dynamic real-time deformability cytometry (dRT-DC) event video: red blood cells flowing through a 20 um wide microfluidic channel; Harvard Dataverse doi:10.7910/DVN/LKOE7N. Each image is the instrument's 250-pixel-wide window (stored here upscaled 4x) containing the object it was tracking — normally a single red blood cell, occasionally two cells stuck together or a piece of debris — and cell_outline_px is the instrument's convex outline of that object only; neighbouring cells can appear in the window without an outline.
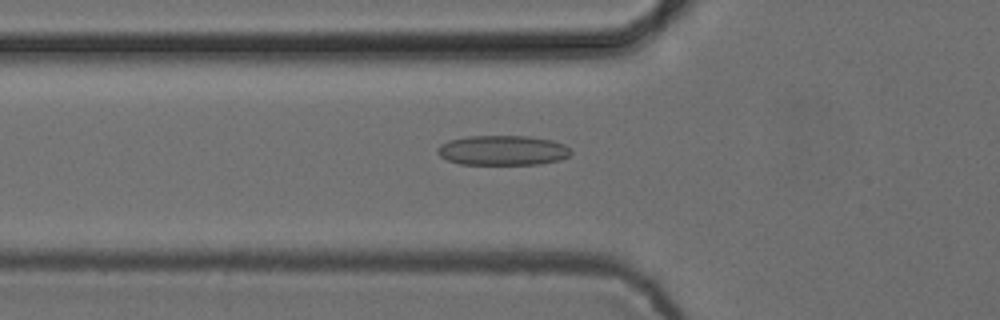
{"species": "common noctule bat (a hibernating species)", "species_latin": "Nyctalus noctula", "temperature_condition": "cold", "stored_images_in_passage": 40, "camera_frame_rate_fps": 3000, "um_per_image_px": 0.085, "animal": {"sex": "female", "body_mass_g": 24.6, "forearm_length_mm": 56.2}, "frame": {"image": 1, "passage_image": 11, "time_ms": 3.333, "image_size_px": [1000, 320], "cell_outline_px": [[572, 152], [568, 156], [560, 160], [540, 164], [460, 164], [448, 160], [440, 156], [436, 152], [436, 148], [440, 144], [448, 140], [468, 136], [528, 136], [552, 140], [564, 144], [572, 148]], "centroid_in_image_um": [42.73, 12.77], "position_along_channel_um": 83.1, "area_um2": 23.41}}
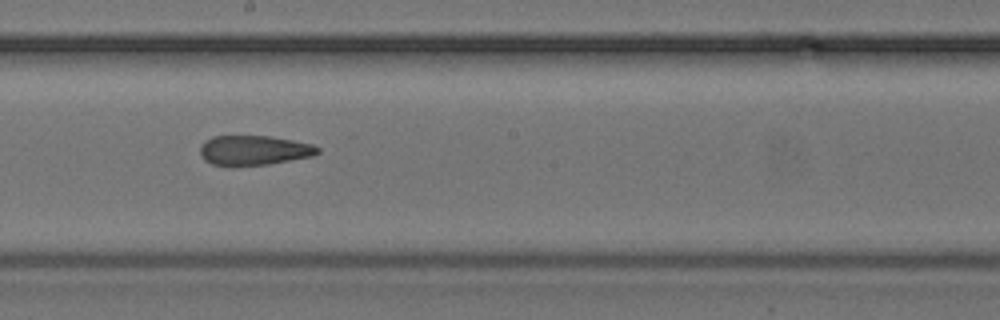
{"frame": {"image": 2, "passage_image": 22, "time_ms": 7.0, "image_size_px": [1000, 320], "cell_outline_px": [[320, 152], [312, 156], [268, 164], [212, 164], [204, 160], [200, 156], [200, 144], [212, 136], [268, 136], [292, 140], [312, 144], [320, 148]], "centroid_in_image_um": [21.58, 12.75], "position_along_channel_um": 226.6, "area_um2": 20.0}}
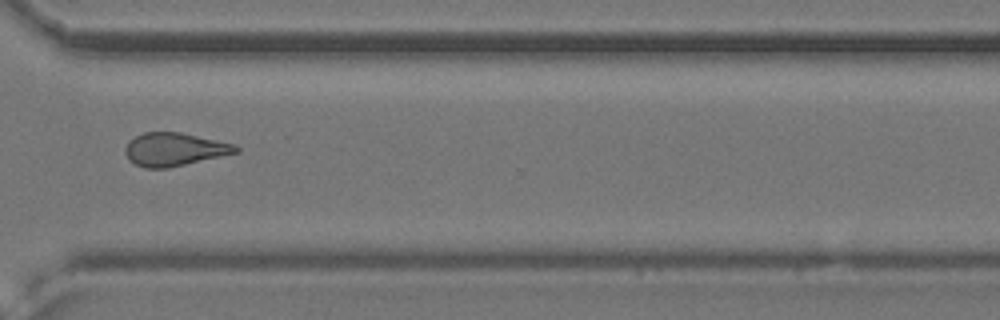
{"frame": {"image": 3, "passage_image": 32, "time_ms": 10.333, "image_size_px": [1000, 320], "cell_outline_px": [[240, 152], [168, 168], [144, 168], [128, 160], [124, 152], [124, 148], [128, 140], [144, 132], [180, 132], [236, 144], [240, 148]], "centroid_in_image_um": [14.82, 12.69], "position_along_channel_um": 355.8, "area_um2": 21.56}, "authors_computed_cell_mechanics": {"area_um2": 21.4149, "velocity_mm_per_s": 3.885, "shape_relaxation_time_tau1_ms": null, "shape_relaxation_time_tau2_ms": 3.2499, "deformation_change_tau1": null, "deformation_change_tau2": 0.1212}}